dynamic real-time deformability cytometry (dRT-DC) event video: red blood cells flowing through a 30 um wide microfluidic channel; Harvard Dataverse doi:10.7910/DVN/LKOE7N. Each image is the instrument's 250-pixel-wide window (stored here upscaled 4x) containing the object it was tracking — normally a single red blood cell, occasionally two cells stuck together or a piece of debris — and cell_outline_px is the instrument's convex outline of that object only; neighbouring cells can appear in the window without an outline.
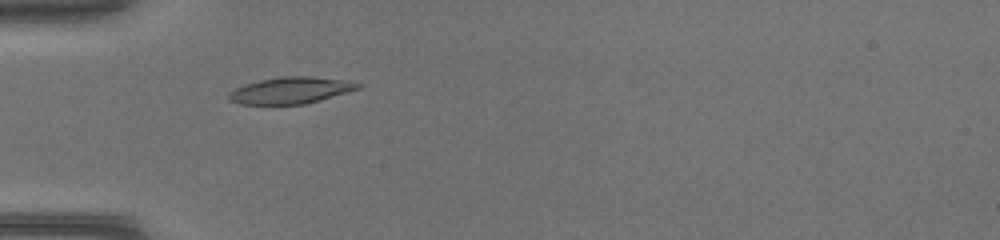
{"species": "common noctule bat (a hibernating species)", "species_latin": "Nyctalus noctula", "temperature_condition": "warm", "stored_images_in_passage": 32, "camera_frame_rate_fps": 3000, "um_per_image_px": 0.085, "animal": {"sex": "female", "body_mass_g": 17.0, "forearm_length_mm": 48.0}, "frame": {"image": 1, "passage_image": 1, "time_ms": 0.0, "image_size_px": [1000, 240], "cell_outline_px": [[364, 84], [360, 88], [348, 92], [320, 100], [304, 104], [240, 104], [228, 100], [228, 92], [244, 84], [260, 80], [280, 76], [312, 76], [348, 80]], "centroid_in_image_um": [24.73, 7.67], "position_along_channel_um": 60.3, "area_um2": 20.17}}
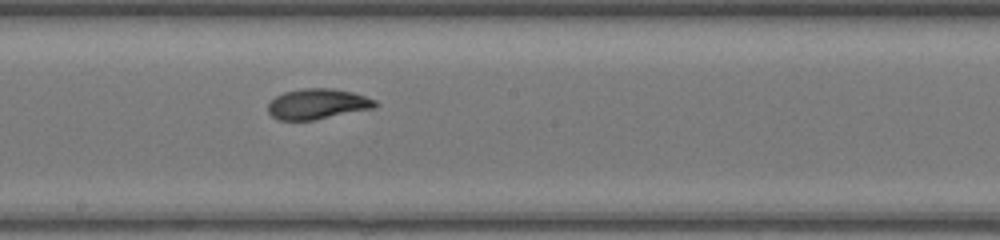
{"frame": {"image": 2, "passage_image": 12, "time_ms": 3.667, "image_size_px": [1000, 240], "cell_outline_px": [[380, 104], [376, 108], [312, 120], [280, 120], [272, 116], [268, 112], [268, 104], [276, 96], [284, 92], [304, 88], [332, 88], [352, 92], [376, 100]], "centroid_in_image_um": [27.02, 8.83], "position_along_channel_um": 221.2, "area_um2": 19.02}}
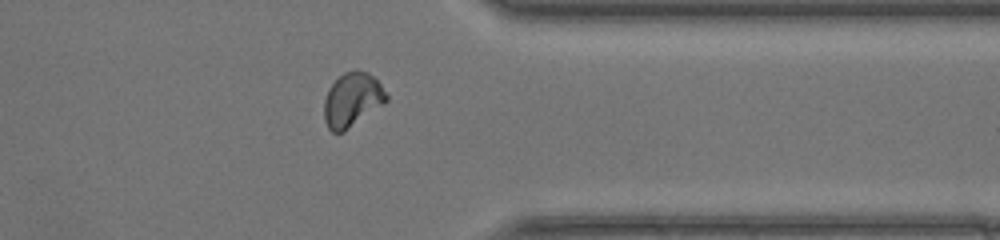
{"frame": {"image": 3, "passage_image": 23, "time_ms": 7.333, "image_size_px": [1000, 240], "cell_outline_px": [[388, 100], [384, 104], [344, 132], [332, 132], [328, 128], [324, 120], [324, 100], [328, 88], [344, 72], [356, 68], [368, 72], [380, 84], [388, 96]], "centroid_in_image_um": [29.93, 8.48], "position_along_channel_um": 381.5, "area_um2": 19.77}}